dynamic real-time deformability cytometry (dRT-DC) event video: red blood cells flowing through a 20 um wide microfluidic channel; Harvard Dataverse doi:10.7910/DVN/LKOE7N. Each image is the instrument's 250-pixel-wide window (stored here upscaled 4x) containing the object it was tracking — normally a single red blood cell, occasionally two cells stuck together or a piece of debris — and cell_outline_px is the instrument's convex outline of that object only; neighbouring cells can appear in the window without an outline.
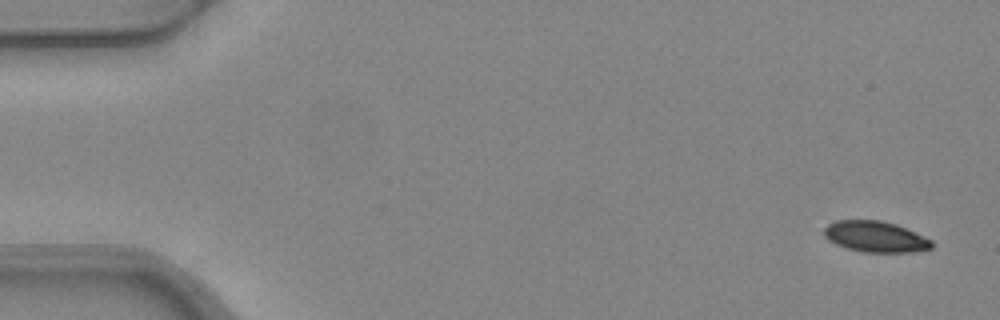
{"species": "common noctule bat (a hibernating species)", "species_latin": "Nyctalus noctula", "temperature_condition": "warm", "stored_images_in_passage": 5, "camera_frame_rate_fps": 3000, "um_per_image_px": 0.085, "animal": {"sex": "female", "body_mass_g": 24.6, "forearm_length_mm": 56.2}, "frame": {"image": 1, "passage_image": 1, "time_ms": 0.0, "image_size_px": [1000, 320], "cell_outline_px": [[932, 248], [912, 252], [864, 252], [848, 248], [836, 244], [828, 240], [824, 236], [824, 228], [828, 224], [836, 220], [880, 220], [896, 224], [932, 240]], "centroid_in_image_um": [74.39, 20.11], "position_along_channel_um": 10.6, "area_um2": 19.31}}
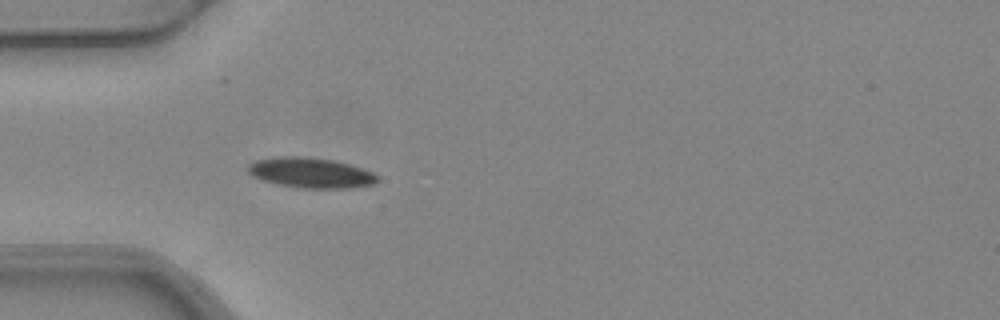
{"frame": {"image": 2, "passage_image": 5, "time_ms": 1.333, "image_size_px": [1000, 320], "cell_outline_px": [[380, 180], [372, 184], [352, 188], [296, 188], [276, 184], [252, 176], [248, 172], [248, 164], [256, 160], [276, 156], [304, 156], [332, 160], [364, 168], [380, 176]], "centroid_in_image_um": [26.42, 14.69], "position_along_channel_um": 58.6, "area_um2": 23.06}}